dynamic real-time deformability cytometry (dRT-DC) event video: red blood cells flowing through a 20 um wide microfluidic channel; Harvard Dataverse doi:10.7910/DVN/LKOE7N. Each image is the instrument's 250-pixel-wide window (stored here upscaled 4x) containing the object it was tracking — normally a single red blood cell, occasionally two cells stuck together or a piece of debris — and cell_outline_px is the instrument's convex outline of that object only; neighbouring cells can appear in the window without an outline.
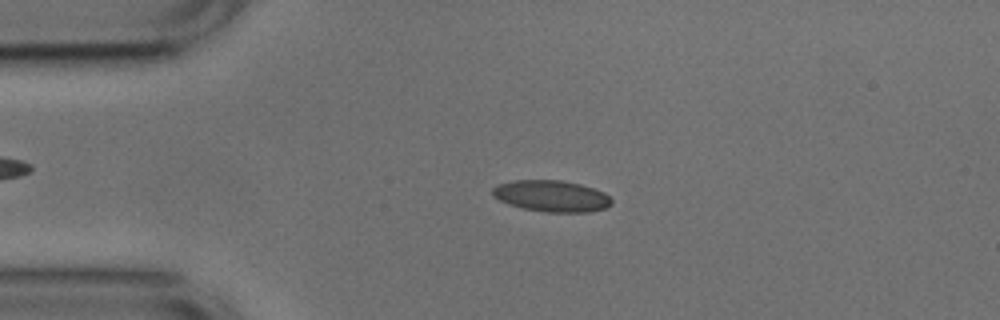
{"species": "common noctule bat (a hibernating species)", "species_latin": "Nyctalus noctula", "temperature_condition": "cold", "stored_images_in_passage": 52, "camera_frame_rate_fps": 3000, "um_per_image_px": 0.085, "animal": {"sex": "male", "body_mass_g": 17.9, "forearm_length_mm": 54.2}, "frame": {"image": 1, "passage_image": 11, "time_ms": 3.333, "image_size_px": [1000, 320], "cell_outline_px": [[612, 204], [604, 208], [588, 212], [548, 212], [524, 208], [508, 204], [492, 196], [492, 188], [500, 184], [512, 180], [560, 180], [580, 184], [604, 192], [612, 200]], "centroid_in_image_um": [46.87, 16.66], "position_along_channel_um": 38.1, "area_um2": 21.62}}
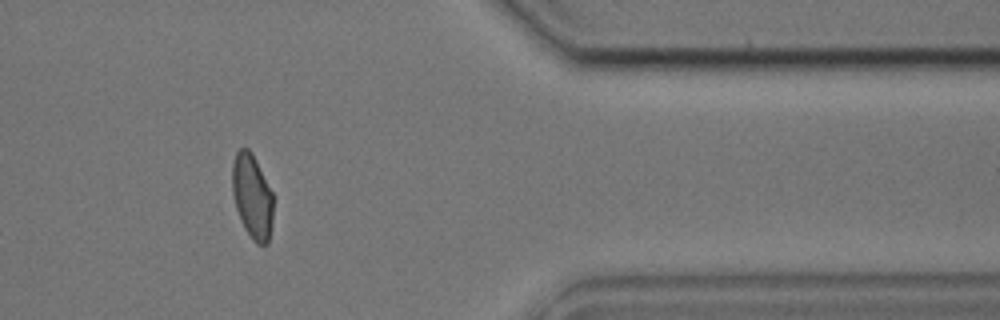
{"frame": {"image": 2, "passage_image": 43, "time_ms": 14.0, "image_size_px": [1000, 320], "cell_outline_px": [[272, 224], [268, 244], [256, 244], [252, 240], [244, 228], [240, 220], [236, 208], [232, 192], [232, 164], [236, 152], [240, 148], [248, 148], [252, 152], [272, 192]], "centroid_in_image_um": [21.42, 16.7], "position_along_channel_um": 390.0, "area_um2": 20.23}}
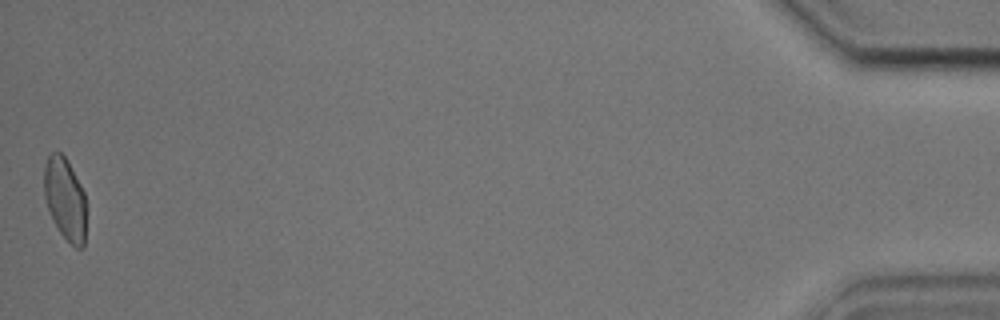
{"frame": {"image": 3, "passage_image": 52, "time_ms": 17.0, "image_size_px": [1000, 320], "cell_outline_px": [[84, 248], [76, 248], [60, 232], [48, 208], [44, 196], [44, 168], [48, 156], [52, 152], [60, 152], [64, 156], [80, 184], [84, 192]], "centroid_in_image_um": [5.51, 16.88], "position_along_channel_um": 429.7, "area_um2": 19.54}, "authors_computed_cell_mechanics": {"area_um2": 20.7213, "velocity_mm_per_s": 3.7583, "shape_relaxation_time_tau1_ms": 3.823, "shape_relaxation_time_tau2_ms": 1.2197, "deformation_change_tau1": 0.1315, "deformation_change_tau2": 0.0505}}